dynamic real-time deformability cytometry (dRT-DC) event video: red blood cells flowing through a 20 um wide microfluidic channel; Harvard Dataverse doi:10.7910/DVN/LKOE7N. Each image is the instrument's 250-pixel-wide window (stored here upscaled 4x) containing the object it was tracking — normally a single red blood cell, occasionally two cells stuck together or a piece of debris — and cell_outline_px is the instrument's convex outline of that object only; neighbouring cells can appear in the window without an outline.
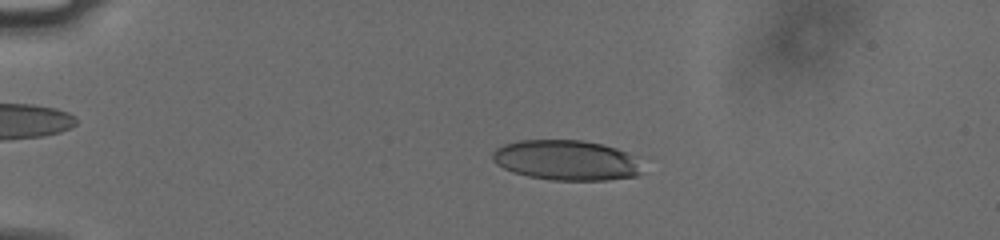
{"species": "human", "species_latin": "Homo sapiens", "temperature_condition": "cold", "stored_images_in_passage": 55, "camera_frame_rate_fps": 3000, "um_per_image_px": 0.085, "donor": {"sex": "male"}, "frame": {"image": 1, "passage_image": 13, "time_ms": 4.0, "image_size_px": [1000, 240], "cell_outline_px": [[644, 172], [636, 176], [608, 180], [552, 180], [528, 176], [512, 172], [496, 164], [492, 160], [492, 152], [496, 148], [504, 144], [520, 140], [580, 140], [600, 144], [616, 148], [632, 156]], "centroid_in_image_um": [48.09, 13.62], "position_along_channel_um": 36.9, "area_um2": 34.91}}
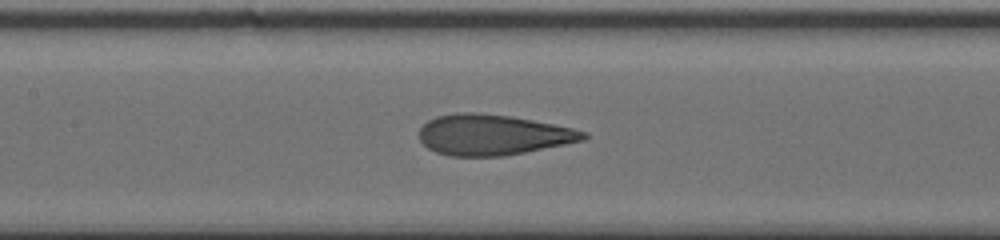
{"frame": {"image": 2, "passage_image": 28, "time_ms": 9.0, "image_size_px": [1000, 240], "cell_outline_px": [[588, 136], [584, 140], [504, 156], [448, 156], [436, 152], [428, 148], [420, 140], [420, 128], [428, 120], [436, 116], [456, 112], [476, 112], [512, 116], [572, 128], [588, 132]], "centroid_in_image_um": [41.86, 11.45], "position_along_channel_um": 165.5, "area_um2": 38.78}}
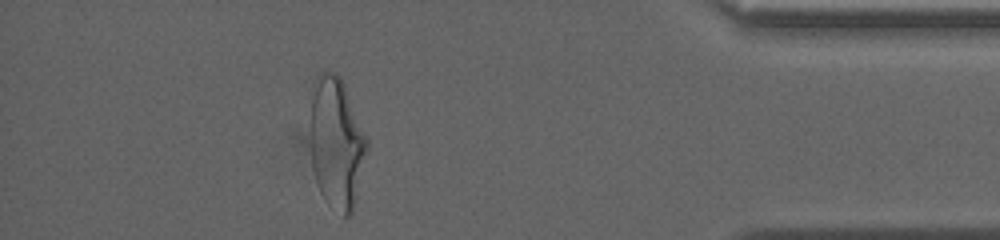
{"frame": {"image": 3, "passage_image": 50, "time_ms": 16.333, "image_size_px": [1000, 240], "cell_outline_px": [[368, 148], [352, 212], [348, 216], [344, 216], [328, 204], [324, 200], [320, 192], [312, 168], [312, 84], [316, 76], [320, 72], [332, 72], [340, 76], [344, 84], [368, 140]], "centroid_in_image_um": [28.61, 12.15], "position_along_channel_um": 406.6, "area_um2": 42.71}, "authors_computed_cell_mechanics": {"area_um2": 38.3214, "velocity_mm_per_s": 3.7994, "shape_relaxation_time_tau1_ms": 7.6945, "shape_relaxation_time_tau2_ms": 0.8969, "deformation_change_tau1": 0.2428, "deformation_change_tau2": 0.09}}